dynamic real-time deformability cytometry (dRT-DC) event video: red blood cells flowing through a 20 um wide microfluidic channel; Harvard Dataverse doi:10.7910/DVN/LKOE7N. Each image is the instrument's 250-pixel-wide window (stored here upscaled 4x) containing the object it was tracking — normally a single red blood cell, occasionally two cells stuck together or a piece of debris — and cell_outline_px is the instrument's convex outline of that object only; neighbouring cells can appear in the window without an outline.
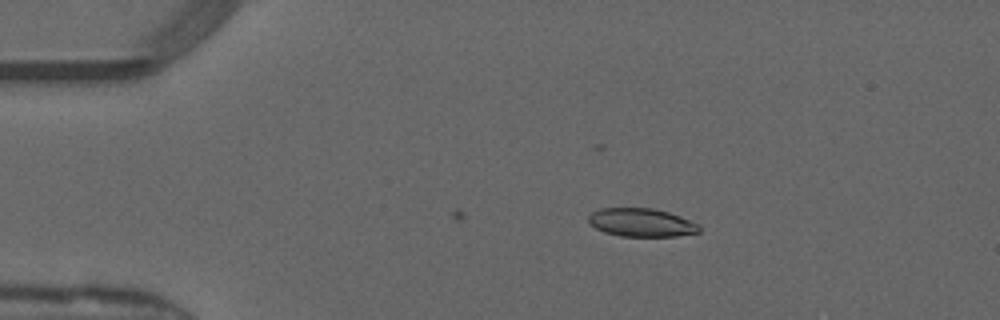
{"species": "common noctule bat (a hibernating species)", "species_latin": "Nyctalus noctula", "temperature_condition": "warm", "stored_images_in_passage": 2, "camera_frame_rate_fps": 3000, "um_per_image_px": 0.085, "animal": {"sex": "male", "forearm_length_mm": 52.5}, "frame": {"image": 1, "passage_image": 2, "time_ms": 0.333, "image_size_px": [1000, 320], "cell_outline_px": [[700, 232], [676, 236], [620, 236], [604, 232], [588, 224], [588, 216], [592, 212], [600, 208], [652, 208], [668, 212], [680, 216], [700, 224]], "centroid_in_image_um": [54.51, 18.91], "position_along_channel_um": 30.5, "area_um2": 18.38}}